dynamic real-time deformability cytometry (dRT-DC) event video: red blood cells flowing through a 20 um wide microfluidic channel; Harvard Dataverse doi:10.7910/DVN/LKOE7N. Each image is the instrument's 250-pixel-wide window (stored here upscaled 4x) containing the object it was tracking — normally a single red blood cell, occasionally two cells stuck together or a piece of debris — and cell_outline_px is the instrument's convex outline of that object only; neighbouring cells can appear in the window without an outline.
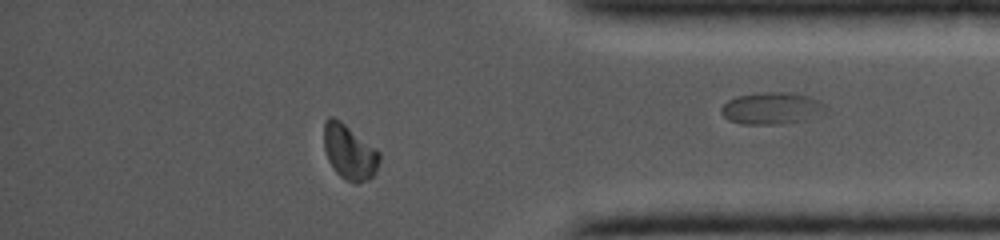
{"species": "common noctule bat (a hibernating species)", "species_latin": "Nyctalus noctula", "temperature_condition": "cold", "stored_images_in_passage": 27, "camera_frame_rate_fps": 5000, "um_per_image_px": 0.085, "animal": {"sex": "female", "body_mass_g": 19.0, "forearm_length_mm": 56.7}, "frame": {"image": 1, "passage_image": 23, "time_ms": 11.4, "image_size_px": [1000, 240], "cell_outline_px": [[380, 160], [376, 172], [368, 180], [356, 184], [344, 180], [336, 172], [328, 160], [324, 148], [324, 124], [328, 116], [332, 116], [340, 120], [376, 148], [380, 152]], "centroid_in_image_um": [29.7, 12.94], "position_along_channel_um": 405.5, "area_um2": 17.92}}